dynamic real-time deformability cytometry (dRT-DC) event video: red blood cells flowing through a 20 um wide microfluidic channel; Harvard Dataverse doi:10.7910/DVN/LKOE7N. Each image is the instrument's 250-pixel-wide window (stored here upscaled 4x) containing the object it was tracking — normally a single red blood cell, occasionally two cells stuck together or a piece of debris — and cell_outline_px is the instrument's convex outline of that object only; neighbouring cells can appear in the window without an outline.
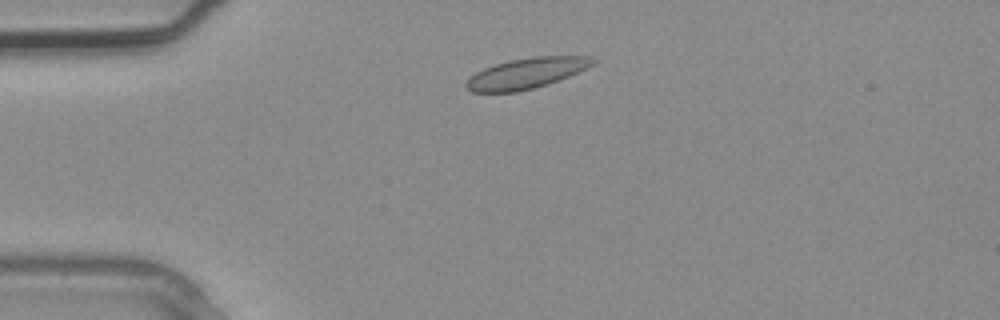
{"species": "common noctule bat (a hibernating species)", "species_latin": "Nyctalus noctula", "temperature_condition": "warm", "stored_images_in_passage": 2, "camera_frame_rate_fps": 3000, "um_per_image_px": 0.085, "animal": {"sex": "male", "body_mass_g": 20.4}, "frame": {"image": 1, "passage_image": 1, "time_ms": 0.0, "image_size_px": [1000, 320], "cell_outline_px": [[596, 60], [592, 64], [568, 76], [548, 84], [516, 92], [472, 92], [464, 84], [476, 72], [484, 68], [496, 64], [512, 60], [532, 56], [592, 56]], "centroid_in_image_um": [44.73, 6.22], "position_along_channel_um": 40.3, "area_um2": 22.14}}
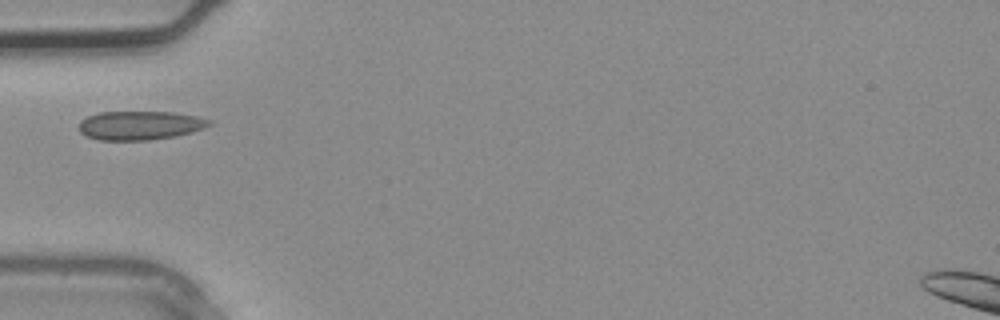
{"frame": {"image": 2, "passage_image": 2, "time_ms": 0.333, "image_size_px": [1000, 320], "cell_outline_px": [[212, 124], [204, 128], [192, 132], [176, 136], [148, 140], [100, 140], [88, 136], [80, 132], [80, 120], [88, 116], [100, 112], [172, 112], [196, 116], [212, 120]], "centroid_in_image_um": [11.93, 10.66], "position_along_channel_um": 73.1, "area_um2": 21.85}}